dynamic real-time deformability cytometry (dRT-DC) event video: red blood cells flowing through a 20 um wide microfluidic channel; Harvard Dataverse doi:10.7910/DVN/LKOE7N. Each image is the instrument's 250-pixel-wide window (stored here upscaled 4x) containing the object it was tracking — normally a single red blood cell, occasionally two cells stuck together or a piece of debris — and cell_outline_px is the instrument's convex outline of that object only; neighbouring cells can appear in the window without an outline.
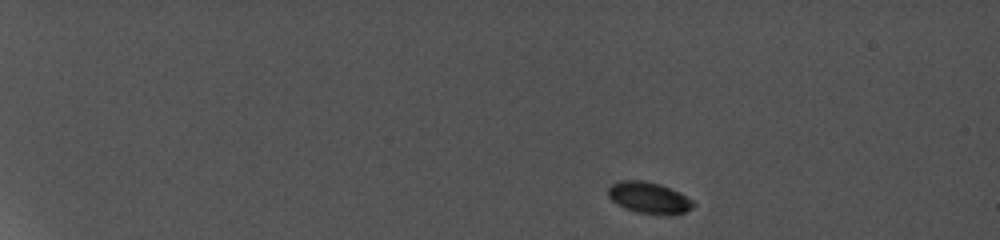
{"species": "common noctule bat (a hibernating species)", "species_latin": "Nyctalus noctula", "temperature_condition": "cold", "stored_images_in_passage": 13, "camera_frame_rate_fps": 5000, "um_per_image_px": 0.085, "animal": {"sex": "female", "body_mass_g": 19.0, "forearm_length_mm": 56.7}, "frame": {"image": 1, "passage_image": 1, "time_ms": 0.0, "image_size_px": [1000, 240], "cell_outline_px": [[696, 204], [692, 208], [684, 212], [672, 216], [636, 212], [624, 208], [616, 204], [608, 196], [608, 188], [612, 184], [620, 180], [640, 180], [660, 184], [680, 192], [692, 200]], "centroid_in_image_um": [55.17, 16.82], "position_along_channel_um": 29.8, "area_um2": 15.78}}
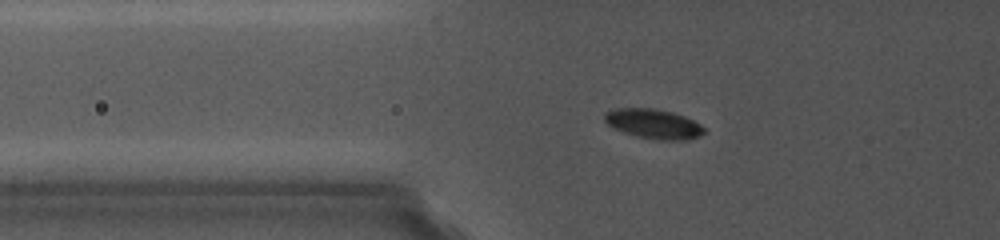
{"frame": {"image": 2, "passage_image": 6, "time_ms": 4.6, "image_size_px": [1000, 240], "cell_outline_px": [[704, 132], [700, 136], [688, 140], [656, 140], [636, 136], [624, 132], [608, 124], [604, 120], [604, 116], [608, 112], [620, 108], [648, 108], [668, 112], [692, 120], [700, 124], [704, 128]], "centroid_in_image_um": [55.56, 10.56], "position_along_channel_um": 70.2, "area_um2": 16.7}}
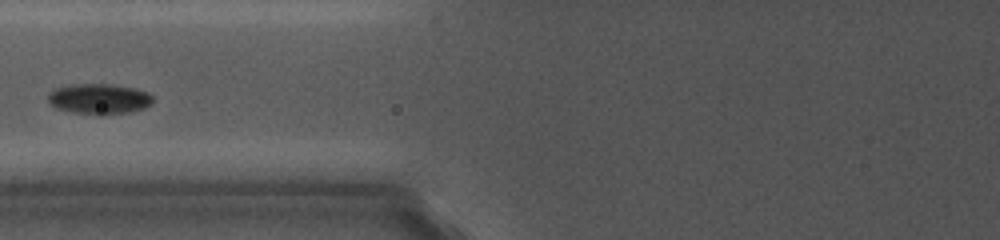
{"frame": {"image": 3, "passage_image": 8, "time_ms": 6.2, "image_size_px": [1000, 240], "cell_outline_px": [[152, 100], [144, 108], [132, 112], [100, 116], [72, 112], [56, 108], [48, 100], [48, 96], [56, 88], [76, 84], [104, 84], [132, 88], [144, 92], [152, 96]], "centroid_in_image_um": [8.4, 8.44], "position_along_channel_um": 117.4, "area_um2": 18.32}}